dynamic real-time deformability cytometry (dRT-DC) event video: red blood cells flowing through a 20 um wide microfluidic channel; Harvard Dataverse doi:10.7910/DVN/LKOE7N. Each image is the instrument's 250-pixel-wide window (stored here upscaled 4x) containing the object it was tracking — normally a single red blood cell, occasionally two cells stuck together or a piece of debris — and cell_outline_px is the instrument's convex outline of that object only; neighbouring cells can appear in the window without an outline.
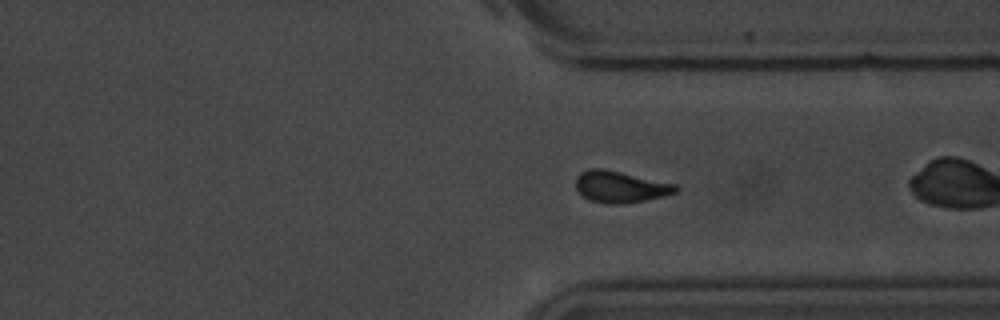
{"species": "common noctule bat (a hibernating species)", "species_latin": "Nyctalus noctula", "temperature_condition": "room temperature", "stored_images_in_passage": 52, "camera_frame_rate_fps": 3000, "um_per_image_px": 0.085, "animal": {"sex": "male", "body_mass_g": 20.1, "forearm_length_mm": 53.5}, "frame": {"image": 1, "passage_image": 37, "time_ms": 12.0, "image_size_px": [1000, 320], "cell_outline_px": [[680, 188], [676, 192], [664, 196], [648, 200], [624, 204], [608, 204], [588, 200], [576, 188], [576, 176], [580, 172], [588, 168], [604, 168], [676, 184]], "centroid_in_image_um": [52.73, 15.88], "position_along_channel_um": 358.7, "area_um2": 18.61}}
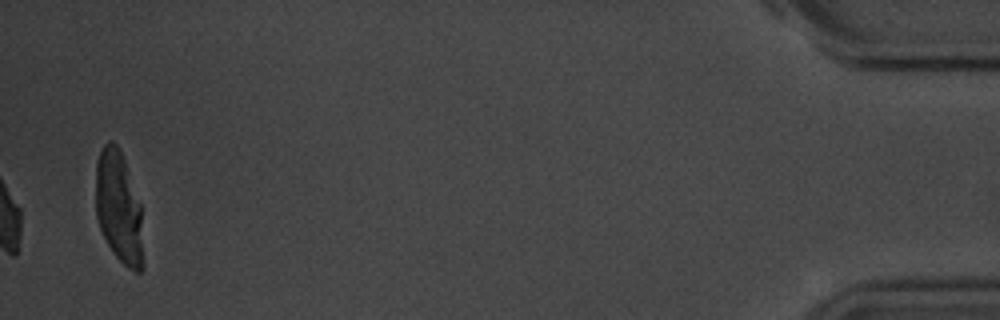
{"frame": {"image": 2, "passage_image": 52, "time_ms": 17.0, "image_size_px": [1000, 320], "cell_outline_px": [[144, 268], [140, 272], [136, 272], [128, 268], [116, 256], [108, 244], [100, 228], [96, 216], [96, 164], [100, 152], [104, 144], [108, 140], [112, 140], [120, 148], [140, 204], [144, 264]], "centroid_in_image_um": [10.1, 17.64], "position_along_channel_um": 425.1, "area_um2": 30.98}, "authors_computed_cell_mechanics": {"area_um2": 18.4671, "velocity_mm_per_s": 3.656, "shape_relaxation_time_tau1_ms": 1.9787, "shape_relaxation_time_tau2_ms": 3.4721, "deformation_change_tau1": 0.1017, "deformation_change_tau2": 0.0674}}